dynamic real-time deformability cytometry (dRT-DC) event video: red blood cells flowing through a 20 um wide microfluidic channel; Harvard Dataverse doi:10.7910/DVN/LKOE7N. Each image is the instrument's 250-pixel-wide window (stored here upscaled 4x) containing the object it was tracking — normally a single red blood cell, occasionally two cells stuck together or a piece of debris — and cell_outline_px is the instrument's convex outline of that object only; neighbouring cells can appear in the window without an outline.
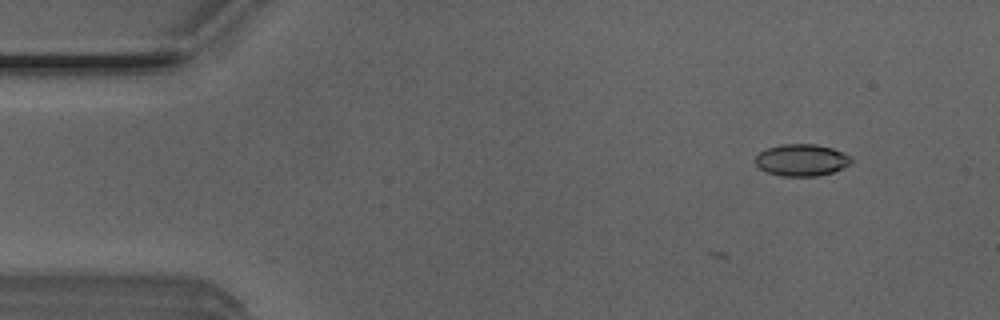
{"species": "Egyptian fruit bat (a non-hibernating species)", "species_latin": "Rousettus aegyptiacus", "temperature_condition": "room temperature", "stored_images_in_passage": 3, "camera_frame_rate_fps": 3000, "um_per_image_px": 0.085, "animal": {"sex": "male"}, "frame": {"image": 1, "passage_image": 3, "time_ms": 0.667, "image_size_px": [1000, 320], "cell_outline_px": [[852, 164], [844, 168], [832, 172], [816, 176], [780, 176], [768, 172], [760, 168], [752, 160], [760, 152], [768, 148], [780, 144], [816, 144], [832, 148], [852, 156]], "centroid_in_image_um": [68.15, 13.6], "position_along_channel_um": 16.8, "area_um2": 17.98}}